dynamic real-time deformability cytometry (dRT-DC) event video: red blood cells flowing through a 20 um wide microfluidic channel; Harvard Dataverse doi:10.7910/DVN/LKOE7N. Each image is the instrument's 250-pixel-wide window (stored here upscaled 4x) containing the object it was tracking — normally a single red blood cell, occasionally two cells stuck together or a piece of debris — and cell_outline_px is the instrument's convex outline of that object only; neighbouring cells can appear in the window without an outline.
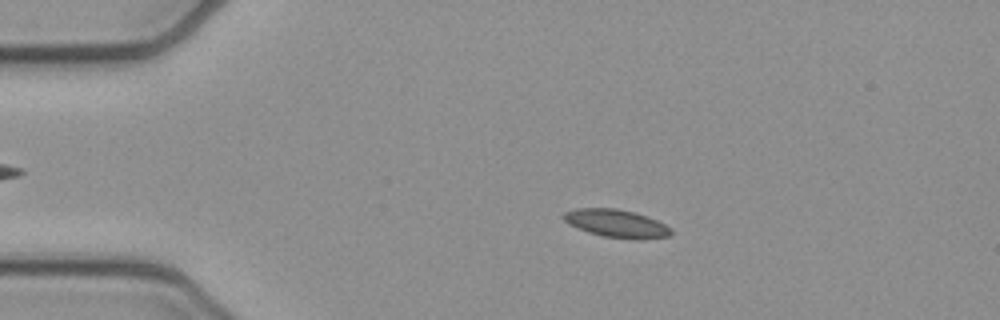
{"species": "common noctule bat (a hibernating species)", "species_latin": "Nyctalus noctula", "temperature_condition": "cold", "stored_images_in_passage": 52, "camera_frame_rate_fps": 3000, "um_per_image_px": 0.085, "animal": {"sex": "female", "body_mass_g": 21.9}, "frame": {"image": 1, "passage_image": 10, "time_ms": 3.0, "image_size_px": [1000, 320], "cell_outline_px": [[672, 236], [640, 240], [636, 240], [604, 236], [588, 232], [576, 228], [568, 224], [560, 216], [564, 212], [576, 208], [616, 208], [636, 212], [648, 216], [672, 228]], "centroid_in_image_um": [52.4, 18.99], "position_along_channel_um": 32.6, "area_um2": 17.86}}
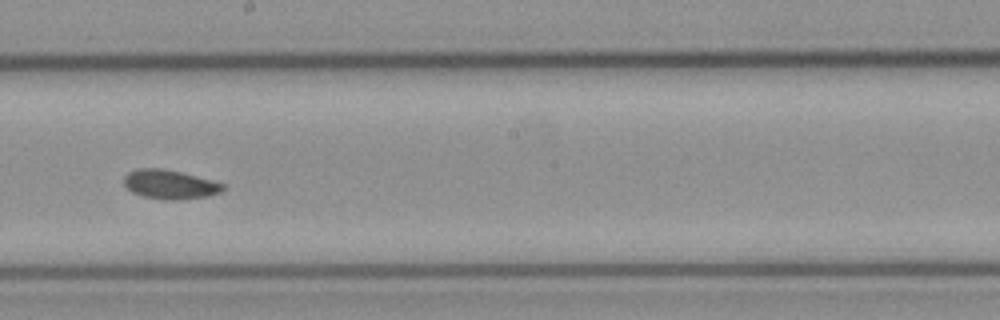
{"frame": {"image": 2, "passage_image": 29, "time_ms": 9.333, "image_size_px": [1000, 320], "cell_outline_px": [[224, 188], [220, 192], [208, 196], [176, 200], [164, 200], [144, 196], [132, 192], [124, 184], [124, 176], [128, 172], [136, 168], [164, 168], [212, 180], [224, 184]], "centroid_in_image_um": [14.41, 15.67], "position_along_channel_um": 233.8, "area_um2": 16.76}}
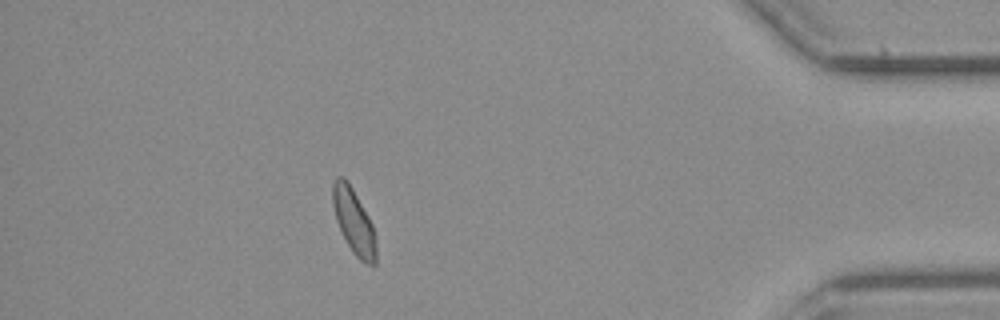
{"frame": {"image": 3, "passage_image": 46, "time_ms": 15.0, "image_size_px": [1000, 320], "cell_outline_px": [[376, 264], [368, 264], [360, 260], [352, 252], [336, 220], [332, 204], [332, 184], [336, 176], [340, 176], [352, 188], [368, 216], [372, 224], [376, 244]], "centroid_in_image_um": [30.06, 18.83], "position_along_channel_um": 405.1, "area_um2": 16.07}}